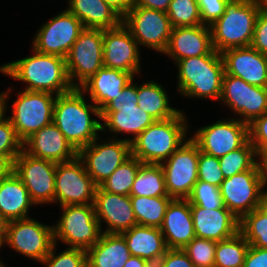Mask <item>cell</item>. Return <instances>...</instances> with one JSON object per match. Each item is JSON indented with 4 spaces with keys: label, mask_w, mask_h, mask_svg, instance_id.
<instances>
[{
    "label": "cell",
    "mask_w": 267,
    "mask_h": 267,
    "mask_svg": "<svg viewBox=\"0 0 267 267\" xmlns=\"http://www.w3.org/2000/svg\"><path fill=\"white\" fill-rule=\"evenodd\" d=\"M130 200L138 225L160 228L167 207L173 198L170 196H130Z\"/></svg>",
    "instance_id": "d6a6232c"
},
{
    "label": "cell",
    "mask_w": 267,
    "mask_h": 267,
    "mask_svg": "<svg viewBox=\"0 0 267 267\" xmlns=\"http://www.w3.org/2000/svg\"><path fill=\"white\" fill-rule=\"evenodd\" d=\"M3 247L4 249V243H3V238L0 236V249ZM1 251V250H0Z\"/></svg>",
    "instance_id": "91938a15"
},
{
    "label": "cell",
    "mask_w": 267,
    "mask_h": 267,
    "mask_svg": "<svg viewBox=\"0 0 267 267\" xmlns=\"http://www.w3.org/2000/svg\"><path fill=\"white\" fill-rule=\"evenodd\" d=\"M172 0H134L132 7H143L167 12Z\"/></svg>",
    "instance_id": "f907efd6"
},
{
    "label": "cell",
    "mask_w": 267,
    "mask_h": 267,
    "mask_svg": "<svg viewBox=\"0 0 267 267\" xmlns=\"http://www.w3.org/2000/svg\"><path fill=\"white\" fill-rule=\"evenodd\" d=\"M243 267H267V249L249 245Z\"/></svg>",
    "instance_id": "681fc988"
},
{
    "label": "cell",
    "mask_w": 267,
    "mask_h": 267,
    "mask_svg": "<svg viewBox=\"0 0 267 267\" xmlns=\"http://www.w3.org/2000/svg\"><path fill=\"white\" fill-rule=\"evenodd\" d=\"M258 157L261 166V171L267 183V149H265Z\"/></svg>",
    "instance_id": "9f6ffc18"
},
{
    "label": "cell",
    "mask_w": 267,
    "mask_h": 267,
    "mask_svg": "<svg viewBox=\"0 0 267 267\" xmlns=\"http://www.w3.org/2000/svg\"><path fill=\"white\" fill-rule=\"evenodd\" d=\"M14 169V161L7 156H0V180L9 176Z\"/></svg>",
    "instance_id": "f5cc1de1"
},
{
    "label": "cell",
    "mask_w": 267,
    "mask_h": 267,
    "mask_svg": "<svg viewBox=\"0 0 267 267\" xmlns=\"http://www.w3.org/2000/svg\"><path fill=\"white\" fill-rule=\"evenodd\" d=\"M246 1H254V2L261 3L263 5H265L267 3V0H246Z\"/></svg>",
    "instance_id": "680465c9"
},
{
    "label": "cell",
    "mask_w": 267,
    "mask_h": 267,
    "mask_svg": "<svg viewBox=\"0 0 267 267\" xmlns=\"http://www.w3.org/2000/svg\"><path fill=\"white\" fill-rule=\"evenodd\" d=\"M130 196H168L164 171L160 164L143 163L139 167Z\"/></svg>",
    "instance_id": "836d02e7"
},
{
    "label": "cell",
    "mask_w": 267,
    "mask_h": 267,
    "mask_svg": "<svg viewBox=\"0 0 267 267\" xmlns=\"http://www.w3.org/2000/svg\"><path fill=\"white\" fill-rule=\"evenodd\" d=\"M12 103L11 115L6 117L12 122L18 137L24 141L44 126L52 123L56 96L48 92L19 90Z\"/></svg>",
    "instance_id": "9c48e42d"
},
{
    "label": "cell",
    "mask_w": 267,
    "mask_h": 267,
    "mask_svg": "<svg viewBox=\"0 0 267 267\" xmlns=\"http://www.w3.org/2000/svg\"><path fill=\"white\" fill-rule=\"evenodd\" d=\"M84 26L67 9L44 22L35 33L32 49L37 52L66 58Z\"/></svg>",
    "instance_id": "e0dca14e"
},
{
    "label": "cell",
    "mask_w": 267,
    "mask_h": 267,
    "mask_svg": "<svg viewBox=\"0 0 267 267\" xmlns=\"http://www.w3.org/2000/svg\"><path fill=\"white\" fill-rule=\"evenodd\" d=\"M214 50L210 26L172 28L166 50L162 55L174 61L209 55Z\"/></svg>",
    "instance_id": "cb8c5ba5"
},
{
    "label": "cell",
    "mask_w": 267,
    "mask_h": 267,
    "mask_svg": "<svg viewBox=\"0 0 267 267\" xmlns=\"http://www.w3.org/2000/svg\"><path fill=\"white\" fill-rule=\"evenodd\" d=\"M189 126L182 110L170 119L156 120L131 142V155L145 164H161L188 139Z\"/></svg>",
    "instance_id": "277c9868"
},
{
    "label": "cell",
    "mask_w": 267,
    "mask_h": 267,
    "mask_svg": "<svg viewBox=\"0 0 267 267\" xmlns=\"http://www.w3.org/2000/svg\"><path fill=\"white\" fill-rule=\"evenodd\" d=\"M66 8L84 28L111 29L122 24V17L103 0H67Z\"/></svg>",
    "instance_id": "f1b7e54d"
},
{
    "label": "cell",
    "mask_w": 267,
    "mask_h": 267,
    "mask_svg": "<svg viewBox=\"0 0 267 267\" xmlns=\"http://www.w3.org/2000/svg\"><path fill=\"white\" fill-rule=\"evenodd\" d=\"M100 139L101 134L78 151V157L83 161L86 172L97 186L131 156V143L122 138Z\"/></svg>",
    "instance_id": "5bb4252c"
},
{
    "label": "cell",
    "mask_w": 267,
    "mask_h": 267,
    "mask_svg": "<svg viewBox=\"0 0 267 267\" xmlns=\"http://www.w3.org/2000/svg\"><path fill=\"white\" fill-rule=\"evenodd\" d=\"M87 267H123L131 253L121 234L102 233L87 251Z\"/></svg>",
    "instance_id": "4dcf8cb0"
},
{
    "label": "cell",
    "mask_w": 267,
    "mask_h": 267,
    "mask_svg": "<svg viewBox=\"0 0 267 267\" xmlns=\"http://www.w3.org/2000/svg\"><path fill=\"white\" fill-rule=\"evenodd\" d=\"M190 138L203 153L216 158L242 147L249 140V126L237 117L223 118L199 127Z\"/></svg>",
    "instance_id": "4fadbf2b"
},
{
    "label": "cell",
    "mask_w": 267,
    "mask_h": 267,
    "mask_svg": "<svg viewBox=\"0 0 267 267\" xmlns=\"http://www.w3.org/2000/svg\"><path fill=\"white\" fill-rule=\"evenodd\" d=\"M86 98L79 88H74L57 95L54 104L52 122L77 151L92 143L102 132L100 109L92 101L89 104Z\"/></svg>",
    "instance_id": "7a4b0ae2"
},
{
    "label": "cell",
    "mask_w": 267,
    "mask_h": 267,
    "mask_svg": "<svg viewBox=\"0 0 267 267\" xmlns=\"http://www.w3.org/2000/svg\"><path fill=\"white\" fill-rule=\"evenodd\" d=\"M266 187L258 161L250 170L225 178L220 192L224 206L240 220L267 200Z\"/></svg>",
    "instance_id": "52a82bcc"
},
{
    "label": "cell",
    "mask_w": 267,
    "mask_h": 267,
    "mask_svg": "<svg viewBox=\"0 0 267 267\" xmlns=\"http://www.w3.org/2000/svg\"><path fill=\"white\" fill-rule=\"evenodd\" d=\"M23 151L33 157L56 163L68 162L78 156V151L53 122L24 140Z\"/></svg>",
    "instance_id": "603a6c76"
},
{
    "label": "cell",
    "mask_w": 267,
    "mask_h": 267,
    "mask_svg": "<svg viewBox=\"0 0 267 267\" xmlns=\"http://www.w3.org/2000/svg\"><path fill=\"white\" fill-rule=\"evenodd\" d=\"M12 88L13 87L10 86V87L7 88V90H5L3 92L2 91L0 92V120L6 115L7 111H9L7 109L10 108V107L8 106L7 103L9 101L8 99H9V97L11 95V92L13 91Z\"/></svg>",
    "instance_id": "db71d44e"
},
{
    "label": "cell",
    "mask_w": 267,
    "mask_h": 267,
    "mask_svg": "<svg viewBox=\"0 0 267 267\" xmlns=\"http://www.w3.org/2000/svg\"><path fill=\"white\" fill-rule=\"evenodd\" d=\"M36 206L21 179L12 172L0 180V213L10 221L26 219L29 211Z\"/></svg>",
    "instance_id": "f546056e"
},
{
    "label": "cell",
    "mask_w": 267,
    "mask_h": 267,
    "mask_svg": "<svg viewBox=\"0 0 267 267\" xmlns=\"http://www.w3.org/2000/svg\"><path fill=\"white\" fill-rule=\"evenodd\" d=\"M111 6L122 18L128 13L134 4V0H103Z\"/></svg>",
    "instance_id": "816d5d0a"
},
{
    "label": "cell",
    "mask_w": 267,
    "mask_h": 267,
    "mask_svg": "<svg viewBox=\"0 0 267 267\" xmlns=\"http://www.w3.org/2000/svg\"><path fill=\"white\" fill-rule=\"evenodd\" d=\"M0 267H6V264H4L1 259H0Z\"/></svg>",
    "instance_id": "94428289"
},
{
    "label": "cell",
    "mask_w": 267,
    "mask_h": 267,
    "mask_svg": "<svg viewBox=\"0 0 267 267\" xmlns=\"http://www.w3.org/2000/svg\"><path fill=\"white\" fill-rule=\"evenodd\" d=\"M153 267H195L183 249H167Z\"/></svg>",
    "instance_id": "c3c4849f"
},
{
    "label": "cell",
    "mask_w": 267,
    "mask_h": 267,
    "mask_svg": "<svg viewBox=\"0 0 267 267\" xmlns=\"http://www.w3.org/2000/svg\"><path fill=\"white\" fill-rule=\"evenodd\" d=\"M23 150V141L18 137L12 122L4 116L0 120V156L10 157L13 161Z\"/></svg>",
    "instance_id": "7bdbcfd3"
},
{
    "label": "cell",
    "mask_w": 267,
    "mask_h": 267,
    "mask_svg": "<svg viewBox=\"0 0 267 267\" xmlns=\"http://www.w3.org/2000/svg\"><path fill=\"white\" fill-rule=\"evenodd\" d=\"M57 163L33 157L23 150L14 160L13 172L21 179L36 207L55 204Z\"/></svg>",
    "instance_id": "ac0fdd59"
},
{
    "label": "cell",
    "mask_w": 267,
    "mask_h": 267,
    "mask_svg": "<svg viewBox=\"0 0 267 267\" xmlns=\"http://www.w3.org/2000/svg\"><path fill=\"white\" fill-rule=\"evenodd\" d=\"M216 245V241L195 237L183 250L195 267H214Z\"/></svg>",
    "instance_id": "b9f144b4"
},
{
    "label": "cell",
    "mask_w": 267,
    "mask_h": 267,
    "mask_svg": "<svg viewBox=\"0 0 267 267\" xmlns=\"http://www.w3.org/2000/svg\"><path fill=\"white\" fill-rule=\"evenodd\" d=\"M177 92L183 97L219 101L225 74L221 53L215 49L209 55L178 60Z\"/></svg>",
    "instance_id": "3957f363"
},
{
    "label": "cell",
    "mask_w": 267,
    "mask_h": 267,
    "mask_svg": "<svg viewBox=\"0 0 267 267\" xmlns=\"http://www.w3.org/2000/svg\"><path fill=\"white\" fill-rule=\"evenodd\" d=\"M10 220L0 213V236L4 239L6 237Z\"/></svg>",
    "instance_id": "6f0895ef"
},
{
    "label": "cell",
    "mask_w": 267,
    "mask_h": 267,
    "mask_svg": "<svg viewBox=\"0 0 267 267\" xmlns=\"http://www.w3.org/2000/svg\"><path fill=\"white\" fill-rule=\"evenodd\" d=\"M3 243L16 253L40 263L54 244L53 225L32 217L12 220Z\"/></svg>",
    "instance_id": "30bf717a"
},
{
    "label": "cell",
    "mask_w": 267,
    "mask_h": 267,
    "mask_svg": "<svg viewBox=\"0 0 267 267\" xmlns=\"http://www.w3.org/2000/svg\"><path fill=\"white\" fill-rule=\"evenodd\" d=\"M134 81L133 79L124 87L122 93H119L100 111L101 121H103L102 132L108 131L110 135L113 134L109 137L114 139L122 133L132 135L130 138H123L129 143L156 121L138 107L137 83Z\"/></svg>",
    "instance_id": "8992f818"
},
{
    "label": "cell",
    "mask_w": 267,
    "mask_h": 267,
    "mask_svg": "<svg viewBox=\"0 0 267 267\" xmlns=\"http://www.w3.org/2000/svg\"><path fill=\"white\" fill-rule=\"evenodd\" d=\"M219 103L225 104L239 121L249 125L267 113V87L253 86L242 78L225 73Z\"/></svg>",
    "instance_id": "2e32d148"
},
{
    "label": "cell",
    "mask_w": 267,
    "mask_h": 267,
    "mask_svg": "<svg viewBox=\"0 0 267 267\" xmlns=\"http://www.w3.org/2000/svg\"><path fill=\"white\" fill-rule=\"evenodd\" d=\"M122 23L139 47H147L160 54L166 50L173 28L166 12L132 7L122 18Z\"/></svg>",
    "instance_id": "7c38bea8"
},
{
    "label": "cell",
    "mask_w": 267,
    "mask_h": 267,
    "mask_svg": "<svg viewBox=\"0 0 267 267\" xmlns=\"http://www.w3.org/2000/svg\"><path fill=\"white\" fill-rule=\"evenodd\" d=\"M249 243L240 232L217 242L214 267H243Z\"/></svg>",
    "instance_id": "d590c367"
},
{
    "label": "cell",
    "mask_w": 267,
    "mask_h": 267,
    "mask_svg": "<svg viewBox=\"0 0 267 267\" xmlns=\"http://www.w3.org/2000/svg\"><path fill=\"white\" fill-rule=\"evenodd\" d=\"M166 89L156 80L137 84L138 107L155 120L175 117L181 109L172 107Z\"/></svg>",
    "instance_id": "1f68e13d"
},
{
    "label": "cell",
    "mask_w": 267,
    "mask_h": 267,
    "mask_svg": "<svg viewBox=\"0 0 267 267\" xmlns=\"http://www.w3.org/2000/svg\"><path fill=\"white\" fill-rule=\"evenodd\" d=\"M123 267H153V264L141 257L130 256Z\"/></svg>",
    "instance_id": "11a10c76"
},
{
    "label": "cell",
    "mask_w": 267,
    "mask_h": 267,
    "mask_svg": "<svg viewBox=\"0 0 267 267\" xmlns=\"http://www.w3.org/2000/svg\"><path fill=\"white\" fill-rule=\"evenodd\" d=\"M22 59L4 63L0 73L25 84L24 90L48 92L55 96L74 89L67 72L65 58L37 52ZM27 85V86H26Z\"/></svg>",
    "instance_id": "6da1fadb"
},
{
    "label": "cell",
    "mask_w": 267,
    "mask_h": 267,
    "mask_svg": "<svg viewBox=\"0 0 267 267\" xmlns=\"http://www.w3.org/2000/svg\"><path fill=\"white\" fill-rule=\"evenodd\" d=\"M120 234L123 236L131 256L146 259L153 265L168 249L161 229L158 227L137 224Z\"/></svg>",
    "instance_id": "83f0119b"
},
{
    "label": "cell",
    "mask_w": 267,
    "mask_h": 267,
    "mask_svg": "<svg viewBox=\"0 0 267 267\" xmlns=\"http://www.w3.org/2000/svg\"><path fill=\"white\" fill-rule=\"evenodd\" d=\"M166 13L173 28L202 25L197 0H172Z\"/></svg>",
    "instance_id": "f35d334b"
},
{
    "label": "cell",
    "mask_w": 267,
    "mask_h": 267,
    "mask_svg": "<svg viewBox=\"0 0 267 267\" xmlns=\"http://www.w3.org/2000/svg\"><path fill=\"white\" fill-rule=\"evenodd\" d=\"M195 236L219 242L239 232V219L225 206L206 209L191 205Z\"/></svg>",
    "instance_id": "d4e9b609"
},
{
    "label": "cell",
    "mask_w": 267,
    "mask_h": 267,
    "mask_svg": "<svg viewBox=\"0 0 267 267\" xmlns=\"http://www.w3.org/2000/svg\"><path fill=\"white\" fill-rule=\"evenodd\" d=\"M133 79H135L133 73L102 67L85 81L79 89L87 96L89 95V100L101 111L119 93H122L124 87Z\"/></svg>",
    "instance_id": "4316f807"
},
{
    "label": "cell",
    "mask_w": 267,
    "mask_h": 267,
    "mask_svg": "<svg viewBox=\"0 0 267 267\" xmlns=\"http://www.w3.org/2000/svg\"><path fill=\"white\" fill-rule=\"evenodd\" d=\"M97 185L86 172L77 156L68 162L57 163L55 174V205L93 204Z\"/></svg>",
    "instance_id": "d6986e66"
},
{
    "label": "cell",
    "mask_w": 267,
    "mask_h": 267,
    "mask_svg": "<svg viewBox=\"0 0 267 267\" xmlns=\"http://www.w3.org/2000/svg\"><path fill=\"white\" fill-rule=\"evenodd\" d=\"M69 80L79 88L103 65V29L84 28L66 58Z\"/></svg>",
    "instance_id": "8fae6325"
},
{
    "label": "cell",
    "mask_w": 267,
    "mask_h": 267,
    "mask_svg": "<svg viewBox=\"0 0 267 267\" xmlns=\"http://www.w3.org/2000/svg\"><path fill=\"white\" fill-rule=\"evenodd\" d=\"M142 164L138 158L131 155L99 186L110 193L130 196L135 176Z\"/></svg>",
    "instance_id": "8d00e7d4"
},
{
    "label": "cell",
    "mask_w": 267,
    "mask_h": 267,
    "mask_svg": "<svg viewBox=\"0 0 267 267\" xmlns=\"http://www.w3.org/2000/svg\"><path fill=\"white\" fill-rule=\"evenodd\" d=\"M160 229L168 249H183L196 237L191 205L187 199L170 202Z\"/></svg>",
    "instance_id": "484cf974"
},
{
    "label": "cell",
    "mask_w": 267,
    "mask_h": 267,
    "mask_svg": "<svg viewBox=\"0 0 267 267\" xmlns=\"http://www.w3.org/2000/svg\"><path fill=\"white\" fill-rule=\"evenodd\" d=\"M198 180L220 187L224 180L218 158L199 150Z\"/></svg>",
    "instance_id": "ee69618b"
},
{
    "label": "cell",
    "mask_w": 267,
    "mask_h": 267,
    "mask_svg": "<svg viewBox=\"0 0 267 267\" xmlns=\"http://www.w3.org/2000/svg\"><path fill=\"white\" fill-rule=\"evenodd\" d=\"M239 232L249 245L267 249V200L239 220Z\"/></svg>",
    "instance_id": "e575fe53"
},
{
    "label": "cell",
    "mask_w": 267,
    "mask_h": 267,
    "mask_svg": "<svg viewBox=\"0 0 267 267\" xmlns=\"http://www.w3.org/2000/svg\"><path fill=\"white\" fill-rule=\"evenodd\" d=\"M59 220L53 224L54 243L88 250L101 237L102 230L93 204L60 206Z\"/></svg>",
    "instance_id": "ba28073f"
},
{
    "label": "cell",
    "mask_w": 267,
    "mask_h": 267,
    "mask_svg": "<svg viewBox=\"0 0 267 267\" xmlns=\"http://www.w3.org/2000/svg\"><path fill=\"white\" fill-rule=\"evenodd\" d=\"M229 0H197L202 25L211 26L225 12Z\"/></svg>",
    "instance_id": "bcb514c9"
},
{
    "label": "cell",
    "mask_w": 267,
    "mask_h": 267,
    "mask_svg": "<svg viewBox=\"0 0 267 267\" xmlns=\"http://www.w3.org/2000/svg\"><path fill=\"white\" fill-rule=\"evenodd\" d=\"M221 55L226 74L242 78L253 86H267V56L252 46L229 48Z\"/></svg>",
    "instance_id": "7402d4cb"
},
{
    "label": "cell",
    "mask_w": 267,
    "mask_h": 267,
    "mask_svg": "<svg viewBox=\"0 0 267 267\" xmlns=\"http://www.w3.org/2000/svg\"><path fill=\"white\" fill-rule=\"evenodd\" d=\"M190 205L200 206L206 209L223 208V198L220 187L198 180L187 198Z\"/></svg>",
    "instance_id": "60d3db41"
},
{
    "label": "cell",
    "mask_w": 267,
    "mask_h": 267,
    "mask_svg": "<svg viewBox=\"0 0 267 267\" xmlns=\"http://www.w3.org/2000/svg\"><path fill=\"white\" fill-rule=\"evenodd\" d=\"M58 244L54 243L50 253L40 262L45 267H87L86 250L67 247L62 252L57 251Z\"/></svg>",
    "instance_id": "ab89813d"
},
{
    "label": "cell",
    "mask_w": 267,
    "mask_h": 267,
    "mask_svg": "<svg viewBox=\"0 0 267 267\" xmlns=\"http://www.w3.org/2000/svg\"><path fill=\"white\" fill-rule=\"evenodd\" d=\"M140 47L123 25L103 30V65L110 69L141 74Z\"/></svg>",
    "instance_id": "ffe728a7"
},
{
    "label": "cell",
    "mask_w": 267,
    "mask_h": 267,
    "mask_svg": "<svg viewBox=\"0 0 267 267\" xmlns=\"http://www.w3.org/2000/svg\"><path fill=\"white\" fill-rule=\"evenodd\" d=\"M248 126L249 140L259 156L267 149V113L255 118Z\"/></svg>",
    "instance_id": "f6af8a7d"
},
{
    "label": "cell",
    "mask_w": 267,
    "mask_h": 267,
    "mask_svg": "<svg viewBox=\"0 0 267 267\" xmlns=\"http://www.w3.org/2000/svg\"><path fill=\"white\" fill-rule=\"evenodd\" d=\"M218 160L225 179L250 170L259 161V157L254 146L248 140L242 147L229 152Z\"/></svg>",
    "instance_id": "74e56055"
},
{
    "label": "cell",
    "mask_w": 267,
    "mask_h": 267,
    "mask_svg": "<svg viewBox=\"0 0 267 267\" xmlns=\"http://www.w3.org/2000/svg\"><path fill=\"white\" fill-rule=\"evenodd\" d=\"M265 5L246 0H229L225 12L211 26L213 48L222 53L236 47L251 46L260 10Z\"/></svg>",
    "instance_id": "5b68a950"
},
{
    "label": "cell",
    "mask_w": 267,
    "mask_h": 267,
    "mask_svg": "<svg viewBox=\"0 0 267 267\" xmlns=\"http://www.w3.org/2000/svg\"><path fill=\"white\" fill-rule=\"evenodd\" d=\"M94 209L102 233H123L137 225L130 196L104 191L97 186L94 197Z\"/></svg>",
    "instance_id": "44dd1931"
},
{
    "label": "cell",
    "mask_w": 267,
    "mask_h": 267,
    "mask_svg": "<svg viewBox=\"0 0 267 267\" xmlns=\"http://www.w3.org/2000/svg\"><path fill=\"white\" fill-rule=\"evenodd\" d=\"M198 145L188 139L163 163L168 196L187 199L198 181Z\"/></svg>",
    "instance_id": "9a60e30c"
},
{
    "label": "cell",
    "mask_w": 267,
    "mask_h": 267,
    "mask_svg": "<svg viewBox=\"0 0 267 267\" xmlns=\"http://www.w3.org/2000/svg\"><path fill=\"white\" fill-rule=\"evenodd\" d=\"M251 46L267 56V8L265 6L257 17Z\"/></svg>",
    "instance_id": "7dc6e473"
}]
</instances>
